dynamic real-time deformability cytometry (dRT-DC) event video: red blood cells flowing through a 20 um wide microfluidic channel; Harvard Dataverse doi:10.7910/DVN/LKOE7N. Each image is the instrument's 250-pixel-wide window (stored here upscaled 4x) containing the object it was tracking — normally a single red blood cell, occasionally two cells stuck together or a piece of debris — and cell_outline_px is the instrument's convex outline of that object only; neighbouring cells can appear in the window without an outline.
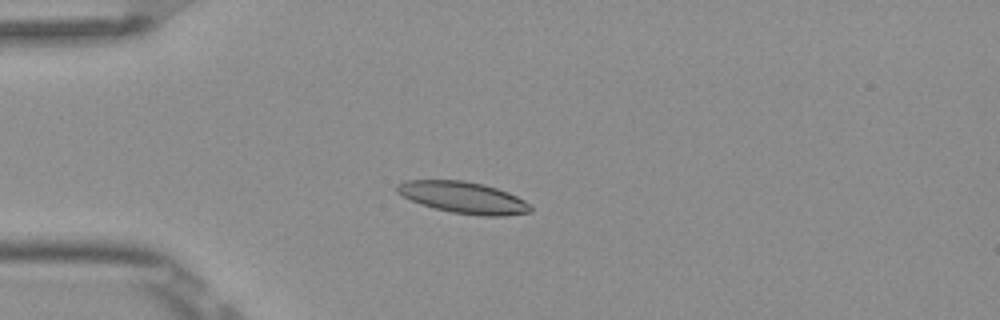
{"species": "Egyptian fruit bat (a non-hibernating species)", "species_latin": "Rousettus aegyptiacus", "temperature_condition": "room temperature", "stored_images_in_passage": 10, "camera_frame_rate_fps": 3000, "um_per_image_px": 0.085, "frame": {"image": 1, "passage_image": 3, "time_ms": 0.667, "image_size_px": [1000, 320], "cell_outline_px": [[532, 212], [504, 216], [484, 216], [452, 212], [420, 204], [396, 192], [396, 184], [404, 180], [464, 180], [484, 184], [508, 192], [524, 200], [532, 208]], "centroid_in_image_um": [39.38, 16.78], "position_along_channel_um": 45.6, "area_um2": 24.51}}
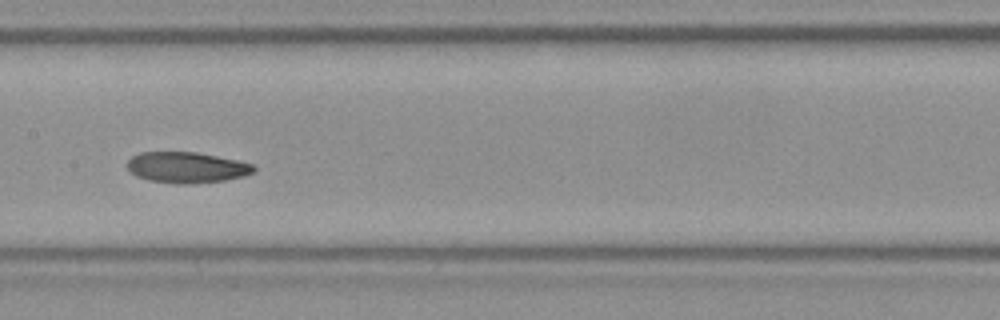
{"frame": {"image": 2, "passage_image": 7, "time_ms": 2.0, "image_size_px": [1000, 320], "cell_outline_px": [[256, 172], [244, 176], [224, 180], [188, 184], [176, 184], [148, 180], [136, 176], [124, 164], [132, 156], [140, 152], [196, 152], [236, 160], [252, 164], [256, 168]], "centroid_in_image_um": [15.85, 14.23], "position_along_channel_um": 191.6, "area_um2": 22.83}}
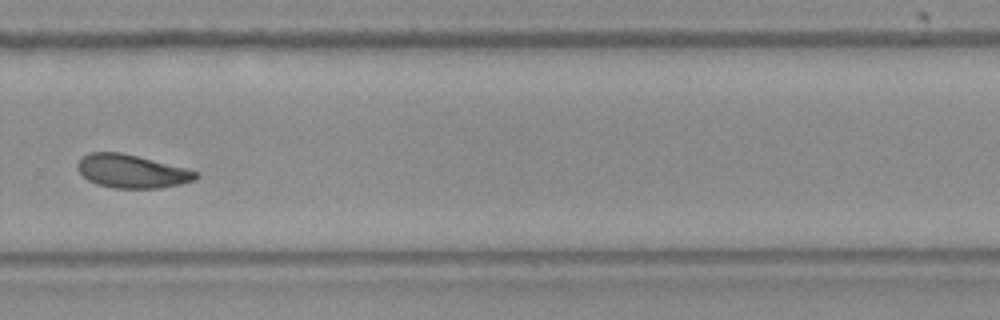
{"frame": {"image": 3, "passage_image": 10, "time_ms": 3.0, "image_size_px": [1000, 320], "cell_outline_px": [[200, 176], [196, 180], [180, 184], [160, 188], [112, 188], [96, 184], [88, 180], [76, 168], [76, 164], [88, 152], [120, 152], [188, 168], [200, 172]], "centroid_in_image_um": [11.24, 14.56], "position_along_channel_um": 318.6, "area_um2": 23.18}}